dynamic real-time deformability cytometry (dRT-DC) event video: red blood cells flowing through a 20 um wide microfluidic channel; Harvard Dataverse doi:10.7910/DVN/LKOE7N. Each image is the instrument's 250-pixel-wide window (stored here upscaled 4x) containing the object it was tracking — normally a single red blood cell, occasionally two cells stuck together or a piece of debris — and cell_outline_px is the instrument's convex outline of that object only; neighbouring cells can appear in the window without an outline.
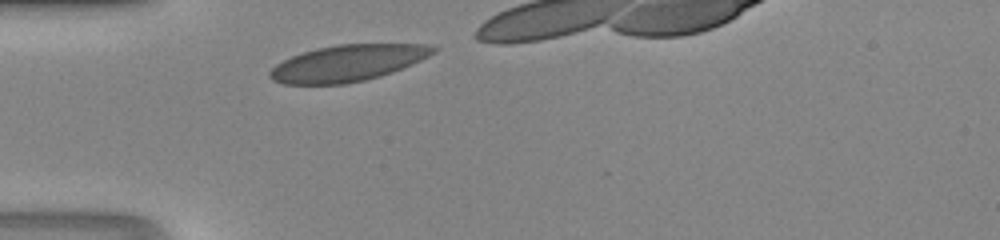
{"species": "human", "species_latin": "Homo sapiens", "temperature_condition": "room temperature", "stored_images_in_passage": 8, "camera_frame_rate_fps": 3000, "um_per_image_px": 0.085, "donor": {"sex": "male"}, "frame": {"image": 1, "passage_image": 1, "time_ms": 0.0, "image_size_px": [1000, 240], "cell_outline_px": [[440, 48], [436, 52], [412, 64], [392, 72], [380, 76], [364, 80], [344, 84], [284, 84], [272, 80], [268, 76], [268, 72], [276, 64], [292, 56], [316, 48], [340, 44], [428, 44]], "centroid_in_image_um": [29.56, 5.36], "position_along_channel_um": 55.4, "area_um2": 34.56}}
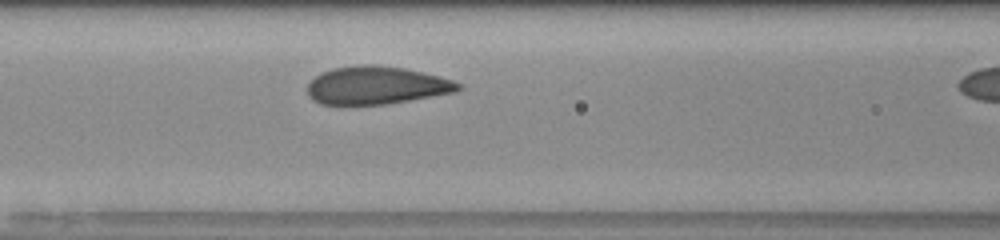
{"frame": {"image": 2, "passage_image": 7, "time_ms": 2.0, "image_size_px": [1000, 240], "cell_outline_px": [[464, 88], [456, 92], [384, 104], [320, 104], [312, 100], [308, 96], [308, 84], [320, 72], [332, 68], [364, 64], [372, 64], [404, 68], [452, 80], [460, 84]], "centroid_in_image_um": [31.96, 7.25], "position_along_channel_um": 134.6, "area_um2": 33.06}}